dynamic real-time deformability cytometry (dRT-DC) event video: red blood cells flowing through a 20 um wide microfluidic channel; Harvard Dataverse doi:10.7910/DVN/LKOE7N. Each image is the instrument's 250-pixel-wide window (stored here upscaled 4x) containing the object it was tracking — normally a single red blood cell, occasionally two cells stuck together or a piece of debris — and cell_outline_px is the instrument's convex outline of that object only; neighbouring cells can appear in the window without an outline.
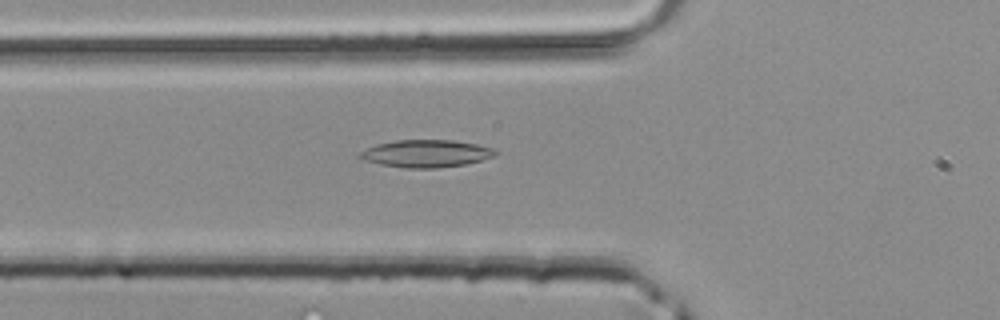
{"species": "common noctule bat (a hibernating species)", "species_latin": "Nyctalus noctula", "temperature_condition": "room temperature", "stored_images_in_passage": 35, "segment_of_instrument_passage": [1, 2], "camera_frame_rate_fps": 3000, "um_per_image_px": 0.085, "animal": {"sex": "male", "body_mass_g": 20.4}, "frame": {"image": 1, "passage_image": 7, "time_ms": 2.0, "image_size_px": [1000, 320], "cell_outline_px": [[500, 152], [496, 156], [484, 160], [468, 164], [440, 168], [404, 168], [380, 164], [364, 160], [360, 156], [360, 152], [376, 144], [396, 140], [452, 140], [476, 144], [492, 148]], "centroid_in_image_um": [36.29, 13.06], "position_along_channel_um": 89.5, "area_um2": 21.79}}
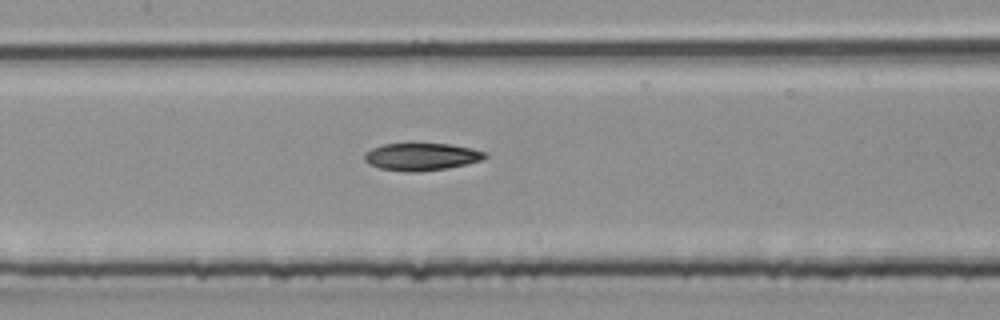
{"frame": {"image": 2, "passage_image": 12, "time_ms": 3.667, "image_size_px": [1000, 320], "cell_outline_px": [[488, 156], [484, 160], [468, 164], [448, 168], [420, 172], [408, 172], [380, 168], [368, 164], [364, 160], [364, 152], [372, 148], [384, 144], [408, 140], [412, 140], [452, 144], [472, 148], [488, 152]], "centroid_in_image_um": [35.84, 13.27], "position_along_channel_um": 171.6, "area_um2": 20.58}}
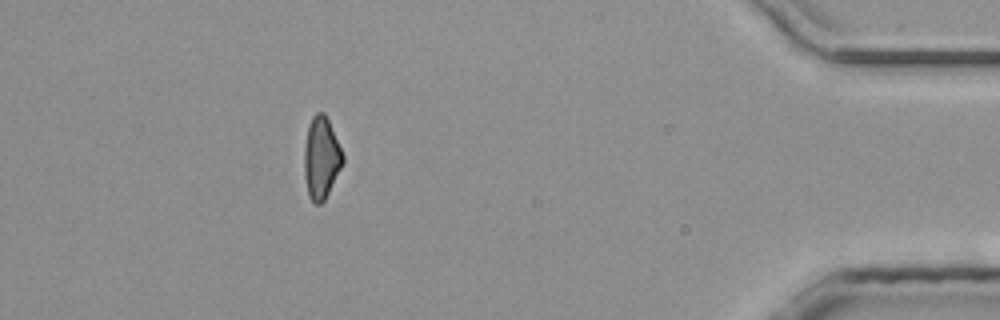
{"frame": {"image": 3, "passage_image": 30, "time_ms": 9.667, "image_size_px": [1000, 320], "cell_outline_px": [[344, 160], [324, 200], [320, 204], [316, 204], [308, 196], [304, 176], [304, 148], [308, 124], [312, 116], [316, 112], [324, 112], [328, 120], [344, 156]], "centroid_in_image_um": [27.27, 13.4], "position_along_channel_um": 407.9, "area_um2": 18.21}}